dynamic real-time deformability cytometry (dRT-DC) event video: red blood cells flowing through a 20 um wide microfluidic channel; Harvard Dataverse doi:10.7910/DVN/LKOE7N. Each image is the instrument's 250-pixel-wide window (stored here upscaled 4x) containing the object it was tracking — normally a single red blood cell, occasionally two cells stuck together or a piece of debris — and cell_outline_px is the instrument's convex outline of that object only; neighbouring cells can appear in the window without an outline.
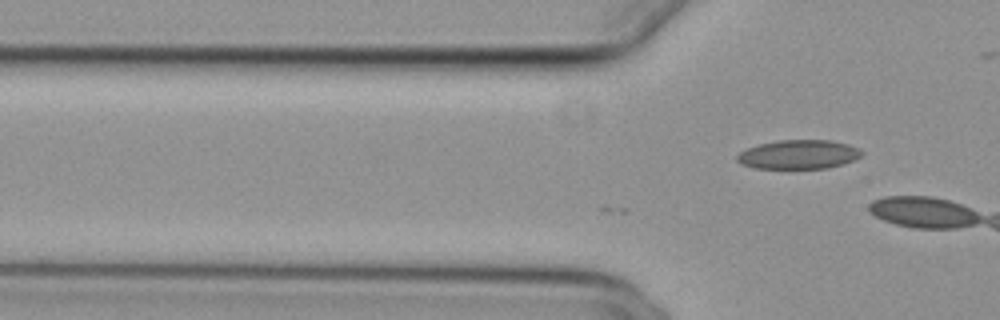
{"species": "common noctule bat (a hibernating species)", "species_latin": "Nyctalus noctula", "temperature_condition": "cold", "stored_images_in_passage": 9, "camera_frame_rate_fps": 3000, "um_per_image_px": 0.085, "animal": {"sex": "female", "body_mass_g": 29.2, "forearm_length_mm": 56.3}, "frame": {"image": 1, "passage_image": 9, "time_ms": 2.667, "image_size_px": [1000, 320], "cell_outline_px": [[864, 152], [860, 156], [852, 160], [828, 168], [756, 168], [740, 164], [736, 160], [736, 156], [740, 152], [748, 148], [760, 144], [776, 140], [832, 140], [848, 144]], "centroid_in_image_um": [67.85, 13.12], "position_along_channel_um": 58.0, "area_um2": 20.92}}